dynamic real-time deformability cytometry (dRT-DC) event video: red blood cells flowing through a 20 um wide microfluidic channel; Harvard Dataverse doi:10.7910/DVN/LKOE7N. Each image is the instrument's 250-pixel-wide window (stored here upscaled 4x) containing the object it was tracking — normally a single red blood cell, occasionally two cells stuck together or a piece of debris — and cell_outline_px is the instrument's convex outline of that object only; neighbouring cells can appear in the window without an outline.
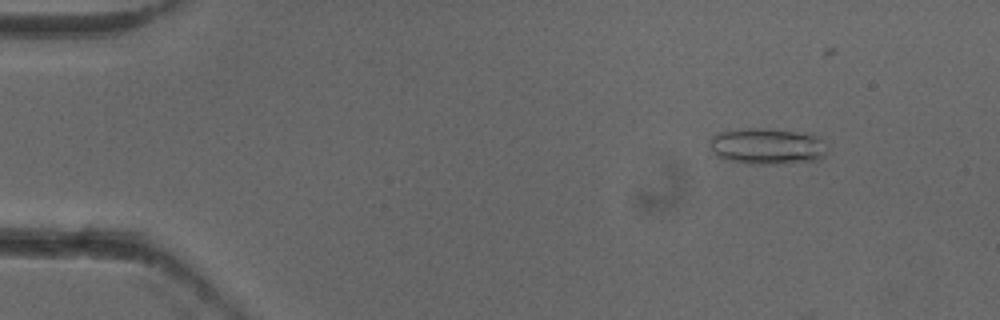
{"species": "common noctule bat (a hibernating species)", "species_latin": "Nyctalus noctula", "temperature_condition": "cold", "stored_images_in_passage": 11, "camera_frame_rate_fps": 3000, "um_per_image_px": 0.085, "animal": {"sex": "female"}, "frame": {"image": 1, "passage_image": 7, "time_ms": 2.0, "image_size_px": [1000, 320], "cell_outline_px": [[828, 152], [820, 160], [776, 164], [752, 164], [728, 160], [716, 156], [708, 144], [712, 136], [716, 132], [748, 128], [760, 128], [812, 132], [820, 136], [824, 140], [828, 148]], "centroid_in_image_um": [65.28, 12.41], "position_along_channel_um": 19.7, "area_um2": 25.61}}